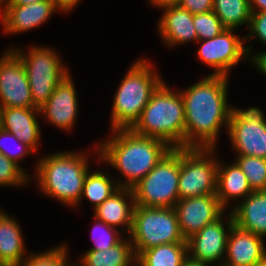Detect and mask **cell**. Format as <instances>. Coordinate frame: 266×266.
<instances>
[{
  "instance_id": "7",
  "label": "cell",
  "mask_w": 266,
  "mask_h": 266,
  "mask_svg": "<svg viewBox=\"0 0 266 266\" xmlns=\"http://www.w3.org/2000/svg\"><path fill=\"white\" fill-rule=\"evenodd\" d=\"M180 148H172L133 188L136 205L174 207L179 200Z\"/></svg>"
},
{
  "instance_id": "22",
  "label": "cell",
  "mask_w": 266,
  "mask_h": 266,
  "mask_svg": "<svg viewBox=\"0 0 266 266\" xmlns=\"http://www.w3.org/2000/svg\"><path fill=\"white\" fill-rule=\"evenodd\" d=\"M23 238L18 223L0 212V264L20 266L24 261Z\"/></svg>"
},
{
  "instance_id": "20",
  "label": "cell",
  "mask_w": 266,
  "mask_h": 266,
  "mask_svg": "<svg viewBox=\"0 0 266 266\" xmlns=\"http://www.w3.org/2000/svg\"><path fill=\"white\" fill-rule=\"evenodd\" d=\"M232 210L234 224L256 235H266V191H253Z\"/></svg>"
},
{
  "instance_id": "18",
  "label": "cell",
  "mask_w": 266,
  "mask_h": 266,
  "mask_svg": "<svg viewBox=\"0 0 266 266\" xmlns=\"http://www.w3.org/2000/svg\"><path fill=\"white\" fill-rule=\"evenodd\" d=\"M36 111L39 113V108H0V127L13 134L33 151H37L41 134L36 120Z\"/></svg>"
},
{
  "instance_id": "38",
  "label": "cell",
  "mask_w": 266,
  "mask_h": 266,
  "mask_svg": "<svg viewBox=\"0 0 266 266\" xmlns=\"http://www.w3.org/2000/svg\"><path fill=\"white\" fill-rule=\"evenodd\" d=\"M251 12H254V8L257 7L259 9L258 12L266 11V0H249ZM255 4V5H253ZM255 6V7H254Z\"/></svg>"
},
{
  "instance_id": "25",
  "label": "cell",
  "mask_w": 266,
  "mask_h": 266,
  "mask_svg": "<svg viewBox=\"0 0 266 266\" xmlns=\"http://www.w3.org/2000/svg\"><path fill=\"white\" fill-rule=\"evenodd\" d=\"M132 245L131 241L125 242L121 239L109 249L88 250L81 259L82 266H130L136 261Z\"/></svg>"
},
{
  "instance_id": "40",
  "label": "cell",
  "mask_w": 266,
  "mask_h": 266,
  "mask_svg": "<svg viewBox=\"0 0 266 266\" xmlns=\"http://www.w3.org/2000/svg\"><path fill=\"white\" fill-rule=\"evenodd\" d=\"M47 0H7L6 5H28L35 2H41Z\"/></svg>"
},
{
  "instance_id": "11",
  "label": "cell",
  "mask_w": 266,
  "mask_h": 266,
  "mask_svg": "<svg viewBox=\"0 0 266 266\" xmlns=\"http://www.w3.org/2000/svg\"><path fill=\"white\" fill-rule=\"evenodd\" d=\"M0 108L35 107L25 67L11 50L0 59Z\"/></svg>"
},
{
  "instance_id": "17",
  "label": "cell",
  "mask_w": 266,
  "mask_h": 266,
  "mask_svg": "<svg viewBox=\"0 0 266 266\" xmlns=\"http://www.w3.org/2000/svg\"><path fill=\"white\" fill-rule=\"evenodd\" d=\"M59 9L55 0L35 2L28 5H5L2 23L7 33L34 29L49 19L54 10Z\"/></svg>"
},
{
  "instance_id": "6",
  "label": "cell",
  "mask_w": 266,
  "mask_h": 266,
  "mask_svg": "<svg viewBox=\"0 0 266 266\" xmlns=\"http://www.w3.org/2000/svg\"><path fill=\"white\" fill-rule=\"evenodd\" d=\"M130 234L136 257L155 246L187 242L181 234L177 215L172 207L135 205Z\"/></svg>"
},
{
  "instance_id": "1",
  "label": "cell",
  "mask_w": 266,
  "mask_h": 266,
  "mask_svg": "<svg viewBox=\"0 0 266 266\" xmlns=\"http://www.w3.org/2000/svg\"><path fill=\"white\" fill-rule=\"evenodd\" d=\"M227 78L209 75L180 92L185 111V148H213L219 129L228 127ZM199 140V141H198Z\"/></svg>"
},
{
  "instance_id": "28",
  "label": "cell",
  "mask_w": 266,
  "mask_h": 266,
  "mask_svg": "<svg viewBox=\"0 0 266 266\" xmlns=\"http://www.w3.org/2000/svg\"><path fill=\"white\" fill-rule=\"evenodd\" d=\"M236 163L246 175L253 191H266V159L238 155Z\"/></svg>"
},
{
  "instance_id": "5",
  "label": "cell",
  "mask_w": 266,
  "mask_h": 266,
  "mask_svg": "<svg viewBox=\"0 0 266 266\" xmlns=\"http://www.w3.org/2000/svg\"><path fill=\"white\" fill-rule=\"evenodd\" d=\"M148 61L139 60L132 65L121 82L112 107V128L131 129L139 120L152 93L163 82L153 74Z\"/></svg>"
},
{
  "instance_id": "16",
  "label": "cell",
  "mask_w": 266,
  "mask_h": 266,
  "mask_svg": "<svg viewBox=\"0 0 266 266\" xmlns=\"http://www.w3.org/2000/svg\"><path fill=\"white\" fill-rule=\"evenodd\" d=\"M67 74L54 89L47 102L39 108L41 113L48 117V121L61 129H70L77 115L76 91Z\"/></svg>"
},
{
  "instance_id": "31",
  "label": "cell",
  "mask_w": 266,
  "mask_h": 266,
  "mask_svg": "<svg viewBox=\"0 0 266 266\" xmlns=\"http://www.w3.org/2000/svg\"><path fill=\"white\" fill-rule=\"evenodd\" d=\"M27 180L21 167L0 153V186L21 185Z\"/></svg>"
},
{
  "instance_id": "21",
  "label": "cell",
  "mask_w": 266,
  "mask_h": 266,
  "mask_svg": "<svg viewBox=\"0 0 266 266\" xmlns=\"http://www.w3.org/2000/svg\"><path fill=\"white\" fill-rule=\"evenodd\" d=\"M125 196L131 198V206L128 205ZM135 205L133 190L131 188H120L95 208V218L112 227L124 225L130 233Z\"/></svg>"
},
{
  "instance_id": "19",
  "label": "cell",
  "mask_w": 266,
  "mask_h": 266,
  "mask_svg": "<svg viewBox=\"0 0 266 266\" xmlns=\"http://www.w3.org/2000/svg\"><path fill=\"white\" fill-rule=\"evenodd\" d=\"M159 22V31L165 43L175 45L197 40V33L193 24V14L189 11L172 5L166 8Z\"/></svg>"
},
{
  "instance_id": "4",
  "label": "cell",
  "mask_w": 266,
  "mask_h": 266,
  "mask_svg": "<svg viewBox=\"0 0 266 266\" xmlns=\"http://www.w3.org/2000/svg\"><path fill=\"white\" fill-rule=\"evenodd\" d=\"M86 157L78 153H57L41 159L37 166L41 190L65 204L81 200L86 175Z\"/></svg>"
},
{
  "instance_id": "12",
  "label": "cell",
  "mask_w": 266,
  "mask_h": 266,
  "mask_svg": "<svg viewBox=\"0 0 266 266\" xmlns=\"http://www.w3.org/2000/svg\"><path fill=\"white\" fill-rule=\"evenodd\" d=\"M173 208L185 240L219 219L224 210L216 194L179 199Z\"/></svg>"
},
{
  "instance_id": "36",
  "label": "cell",
  "mask_w": 266,
  "mask_h": 266,
  "mask_svg": "<svg viewBox=\"0 0 266 266\" xmlns=\"http://www.w3.org/2000/svg\"><path fill=\"white\" fill-rule=\"evenodd\" d=\"M253 62L256 63L258 69H260L261 73L266 74V52L256 55L252 58Z\"/></svg>"
},
{
  "instance_id": "9",
  "label": "cell",
  "mask_w": 266,
  "mask_h": 266,
  "mask_svg": "<svg viewBox=\"0 0 266 266\" xmlns=\"http://www.w3.org/2000/svg\"><path fill=\"white\" fill-rule=\"evenodd\" d=\"M213 148H180L179 199L216 194L217 170ZM205 158V159H204Z\"/></svg>"
},
{
  "instance_id": "10",
  "label": "cell",
  "mask_w": 266,
  "mask_h": 266,
  "mask_svg": "<svg viewBox=\"0 0 266 266\" xmlns=\"http://www.w3.org/2000/svg\"><path fill=\"white\" fill-rule=\"evenodd\" d=\"M259 108L232 109L228 132L238 155L266 159V121Z\"/></svg>"
},
{
  "instance_id": "43",
  "label": "cell",
  "mask_w": 266,
  "mask_h": 266,
  "mask_svg": "<svg viewBox=\"0 0 266 266\" xmlns=\"http://www.w3.org/2000/svg\"><path fill=\"white\" fill-rule=\"evenodd\" d=\"M256 266H266V258L259 262Z\"/></svg>"
},
{
  "instance_id": "39",
  "label": "cell",
  "mask_w": 266,
  "mask_h": 266,
  "mask_svg": "<svg viewBox=\"0 0 266 266\" xmlns=\"http://www.w3.org/2000/svg\"><path fill=\"white\" fill-rule=\"evenodd\" d=\"M179 0H150L154 5L159 6L160 8H166L172 5H177Z\"/></svg>"
},
{
  "instance_id": "41",
  "label": "cell",
  "mask_w": 266,
  "mask_h": 266,
  "mask_svg": "<svg viewBox=\"0 0 266 266\" xmlns=\"http://www.w3.org/2000/svg\"><path fill=\"white\" fill-rule=\"evenodd\" d=\"M184 266H208V264L202 263V262H195L193 260H190L189 258L185 262Z\"/></svg>"
},
{
  "instance_id": "27",
  "label": "cell",
  "mask_w": 266,
  "mask_h": 266,
  "mask_svg": "<svg viewBox=\"0 0 266 266\" xmlns=\"http://www.w3.org/2000/svg\"><path fill=\"white\" fill-rule=\"evenodd\" d=\"M112 180L109 179V173L106 175L102 172H94L87 174L85 177L82 196L86 197L95 208L102 204L106 199L111 197L116 191L120 189V186L114 184Z\"/></svg>"
},
{
  "instance_id": "33",
  "label": "cell",
  "mask_w": 266,
  "mask_h": 266,
  "mask_svg": "<svg viewBox=\"0 0 266 266\" xmlns=\"http://www.w3.org/2000/svg\"><path fill=\"white\" fill-rule=\"evenodd\" d=\"M6 138L8 139H13V140H16V141H19V144H20V146L22 145V147H21V149L20 150H17L15 153H13V152H11V151H13V150H11L10 148H8L7 149V147L5 148V145H4V143H5V141H4V143H2L3 141H1L2 139L4 140H6ZM24 147V148H23ZM9 150H11L10 152H9ZM30 152H33V150L29 147V146H27V145H25V144H23L19 139H17L13 134H11L10 132H8V131H6V130H4V129H2L1 127H0V153H2L5 157H7L9 160H12V161H14L17 165H19L18 164V161L21 159V158H23L24 156H25V154H29ZM20 158V159H19Z\"/></svg>"
},
{
  "instance_id": "32",
  "label": "cell",
  "mask_w": 266,
  "mask_h": 266,
  "mask_svg": "<svg viewBox=\"0 0 266 266\" xmlns=\"http://www.w3.org/2000/svg\"><path fill=\"white\" fill-rule=\"evenodd\" d=\"M98 223L94 225L93 228V241L95 243L94 247H92L90 250H106L109 249L111 246L116 245L120 240L121 237H119V232L116 228L107 225L105 222L97 220ZM99 229V232L97 233V230ZM102 229V230H101ZM101 230V231H100ZM96 231L97 235L94 234ZM118 235V236H117Z\"/></svg>"
},
{
  "instance_id": "14",
  "label": "cell",
  "mask_w": 266,
  "mask_h": 266,
  "mask_svg": "<svg viewBox=\"0 0 266 266\" xmlns=\"http://www.w3.org/2000/svg\"><path fill=\"white\" fill-rule=\"evenodd\" d=\"M227 261L241 266H256L266 258L262 237L234 224L232 212L228 221Z\"/></svg>"
},
{
  "instance_id": "8",
  "label": "cell",
  "mask_w": 266,
  "mask_h": 266,
  "mask_svg": "<svg viewBox=\"0 0 266 266\" xmlns=\"http://www.w3.org/2000/svg\"><path fill=\"white\" fill-rule=\"evenodd\" d=\"M22 61L30 86L33 105L42 107L54 92L57 84L67 76V69L61 66L59 56L51 49L33 47L29 56L12 50Z\"/></svg>"
},
{
  "instance_id": "35",
  "label": "cell",
  "mask_w": 266,
  "mask_h": 266,
  "mask_svg": "<svg viewBox=\"0 0 266 266\" xmlns=\"http://www.w3.org/2000/svg\"><path fill=\"white\" fill-rule=\"evenodd\" d=\"M177 5L193 15L213 10V0H179Z\"/></svg>"
},
{
  "instance_id": "3",
  "label": "cell",
  "mask_w": 266,
  "mask_h": 266,
  "mask_svg": "<svg viewBox=\"0 0 266 266\" xmlns=\"http://www.w3.org/2000/svg\"><path fill=\"white\" fill-rule=\"evenodd\" d=\"M131 129L136 134L163 140L172 148H185V111L181 93L175 94L162 82Z\"/></svg>"
},
{
  "instance_id": "29",
  "label": "cell",
  "mask_w": 266,
  "mask_h": 266,
  "mask_svg": "<svg viewBox=\"0 0 266 266\" xmlns=\"http://www.w3.org/2000/svg\"><path fill=\"white\" fill-rule=\"evenodd\" d=\"M193 24L199 41L212 39L226 29L213 10L193 15Z\"/></svg>"
},
{
  "instance_id": "13",
  "label": "cell",
  "mask_w": 266,
  "mask_h": 266,
  "mask_svg": "<svg viewBox=\"0 0 266 266\" xmlns=\"http://www.w3.org/2000/svg\"><path fill=\"white\" fill-rule=\"evenodd\" d=\"M232 31L225 29L212 39L201 40L204 42L198 50V56L204 63L214 67L216 71L211 75L227 77L229 69L250 51L249 47H243L239 36H235Z\"/></svg>"
},
{
  "instance_id": "37",
  "label": "cell",
  "mask_w": 266,
  "mask_h": 266,
  "mask_svg": "<svg viewBox=\"0 0 266 266\" xmlns=\"http://www.w3.org/2000/svg\"><path fill=\"white\" fill-rule=\"evenodd\" d=\"M57 3V7L61 9V11H69L71 10L75 4L79 2V0H55Z\"/></svg>"
},
{
  "instance_id": "34",
  "label": "cell",
  "mask_w": 266,
  "mask_h": 266,
  "mask_svg": "<svg viewBox=\"0 0 266 266\" xmlns=\"http://www.w3.org/2000/svg\"><path fill=\"white\" fill-rule=\"evenodd\" d=\"M249 28L251 29L250 36L258 37L264 44H266V11L258 12L254 11L251 13V18L249 22Z\"/></svg>"
},
{
  "instance_id": "26",
  "label": "cell",
  "mask_w": 266,
  "mask_h": 266,
  "mask_svg": "<svg viewBox=\"0 0 266 266\" xmlns=\"http://www.w3.org/2000/svg\"><path fill=\"white\" fill-rule=\"evenodd\" d=\"M213 11L226 29H235L251 18L249 0H213Z\"/></svg>"
},
{
  "instance_id": "42",
  "label": "cell",
  "mask_w": 266,
  "mask_h": 266,
  "mask_svg": "<svg viewBox=\"0 0 266 266\" xmlns=\"http://www.w3.org/2000/svg\"><path fill=\"white\" fill-rule=\"evenodd\" d=\"M219 266H241V265L234 264V263H231V262H223V264H221Z\"/></svg>"
},
{
  "instance_id": "2",
  "label": "cell",
  "mask_w": 266,
  "mask_h": 266,
  "mask_svg": "<svg viewBox=\"0 0 266 266\" xmlns=\"http://www.w3.org/2000/svg\"><path fill=\"white\" fill-rule=\"evenodd\" d=\"M114 137L98 148L100 156L123 173L127 182L120 188H133L172 149L158 138L136 134L132 129H114Z\"/></svg>"
},
{
  "instance_id": "23",
  "label": "cell",
  "mask_w": 266,
  "mask_h": 266,
  "mask_svg": "<svg viewBox=\"0 0 266 266\" xmlns=\"http://www.w3.org/2000/svg\"><path fill=\"white\" fill-rule=\"evenodd\" d=\"M218 164L216 196L224 208L228 200L237 197H247L253 192L248 179L238 164L229 165L224 168Z\"/></svg>"
},
{
  "instance_id": "15",
  "label": "cell",
  "mask_w": 266,
  "mask_h": 266,
  "mask_svg": "<svg viewBox=\"0 0 266 266\" xmlns=\"http://www.w3.org/2000/svg\"><path fill=\"white\" fill-rule=\"evenodd\" d=\"M221 219L222 217L206 225L187 239L188 252L193 251V255L188 257L190 260L210 265L224 256L228 233L224 229Z\"/></svg>"
},
{
  "instance_id": "24",
  "label": "cell",
  "mask_w": 266,
  "mask_h": 266,
  "mask_svg": "<svg viewBox=\"0 0 266 266\" xmlns=\"http://www.w3.org/2000/svg\"><path fill=\"white\" fill-rule=\"evenodd\" d=\"M187 253V242L164 244L142 251L136 263L139 266H184L189 257Z\"/></svg>"
},
{
  "instance_id": "30",
  "label": "cell",
  "mask_w": 266,
  "mask_h": 266,
  "mask_svg": "<svg viewBox=\"0 0 266 266\" xmlns=\"http://www.w3.org/2000/svg\"><path fill=\"white\" fill-rule=\"evenodd\" d=\"M61 245L40 255L31 253L20 266H70L66 261V247ZM73 266V265H71Z\"/></svg>"
}]
</instances>
